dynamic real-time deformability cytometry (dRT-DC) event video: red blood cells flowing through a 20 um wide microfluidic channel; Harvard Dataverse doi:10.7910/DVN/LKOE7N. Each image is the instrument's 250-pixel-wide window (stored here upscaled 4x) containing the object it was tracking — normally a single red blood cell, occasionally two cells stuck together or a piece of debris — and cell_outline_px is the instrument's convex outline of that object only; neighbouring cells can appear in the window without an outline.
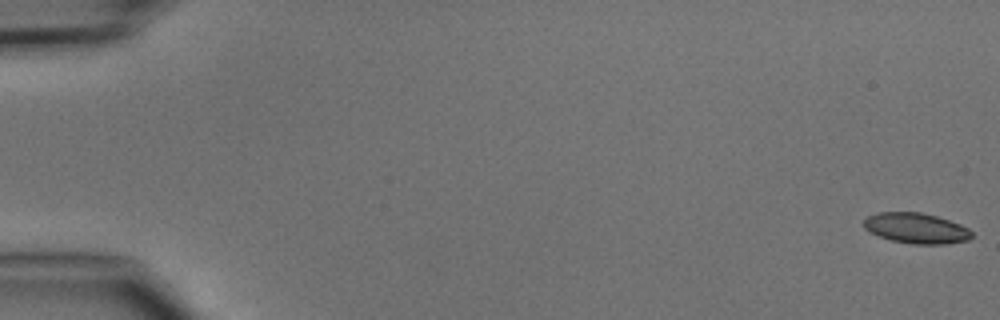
{"species": "common noctule bat (a hibernating species)", "species_latin": "Nyctalus noctula", "temperature_condition": "cold", "stored_images_in_passage": 5, "camera_frame_rate_fps": 3000, "um_per_image_px": 0.085, "animal": {"sex": "male", "body_mass_g": 15.6}, "frame": {"image": 1, "passage_image": 1, "time_ms": 0.0, "image_size_px": [1000, 320], "cell_outline_px": [[972, 236], [968, 240], [948, 244], [912, 244], [892, 240], [868, 232], [864, 228], [864, 220], [868, 216], [876, 212], [920, 212], [936, 216], [960, 224], [968, 228], [972, 232]], "centroid_in_image_um": [77.87, 19.4], "position_along_channel_um": 7.1, "area_um2": 19.19}}